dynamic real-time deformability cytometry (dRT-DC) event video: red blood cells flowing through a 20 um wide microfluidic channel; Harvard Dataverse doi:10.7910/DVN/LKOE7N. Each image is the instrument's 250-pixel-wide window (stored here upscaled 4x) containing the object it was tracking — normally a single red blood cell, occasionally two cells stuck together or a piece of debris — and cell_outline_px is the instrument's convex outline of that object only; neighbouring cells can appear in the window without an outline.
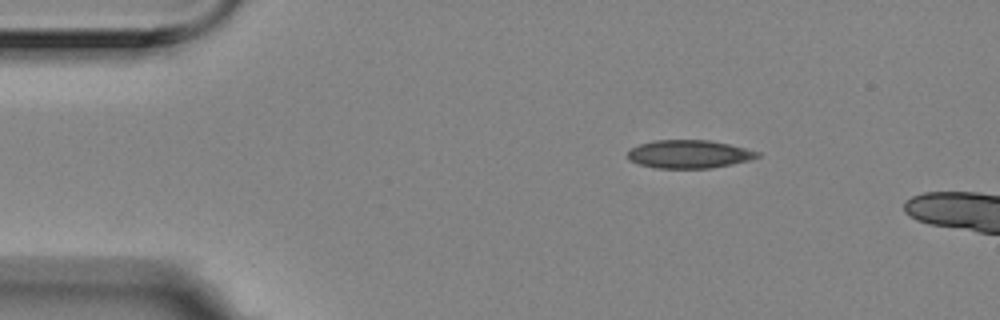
{"species": "Egyptian fruit bat (a non-hibernating species)", "species_latin": "Rousettus aegyptiacus", "temperature_condition": "room temperature", "stored_images_in_passage": 3, "camera_frame_rate_fps": 3000, "um_per_image_px": 0.085, "animal": {"sex": "female"}, "frame": {"image": 1, "passage_image": 1, "time_ms": 0.0, "image_size_px": [1000, 320], "cell_outline_px": [[760, 156], [748, 160], [732, 164], [708, 168], [656, 168], [640, 164], [628, 160], [628, 152], [632, 148], [640, 144], [652, 140], [708, 140], [728, 144], [760, 152]], "centroid_in_image_um": [58.55, 13.1], "position_along_channel_um": 26.5, "area_um2": 21.1}}